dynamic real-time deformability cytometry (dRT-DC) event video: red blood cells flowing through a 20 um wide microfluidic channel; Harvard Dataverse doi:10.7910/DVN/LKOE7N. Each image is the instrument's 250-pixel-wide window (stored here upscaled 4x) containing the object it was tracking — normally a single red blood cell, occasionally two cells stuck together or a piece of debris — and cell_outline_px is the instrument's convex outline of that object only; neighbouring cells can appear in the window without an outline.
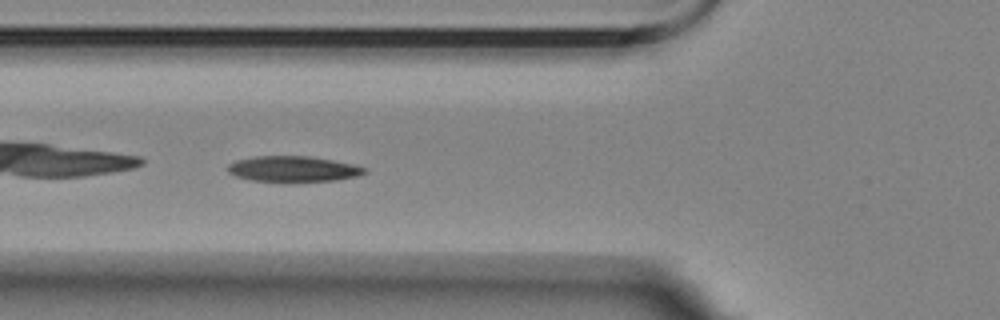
{"species": "Egyptian fruit bat (a non-hibernating species)", "species_latin": "Rousettus aegyptiacus", "temperature_condition": "room temperature", "stored_images_in_passage": 40, "camera_frame_rate_fps": 3000, "um_per_image_px": 0.085, "animal": {"sex": "female"}, "frame": {"image": 1, "passage_image": 4, "time_ms": 1.0, "image_size_px": [1000, 320], "cell_outline_px": [[368, 172], [360, 176], [336, 180], [284, 184], [248, 180], [236, 176], [228, 172], [228, 164], [236, 160], [256, 156], [308, 156], [332, 160], [352, 164], [368, 168]], "centroid_in_image_um": [24.93, 14.4], "position_along_channel_um": 100.9, "area_um2": 21.33}}
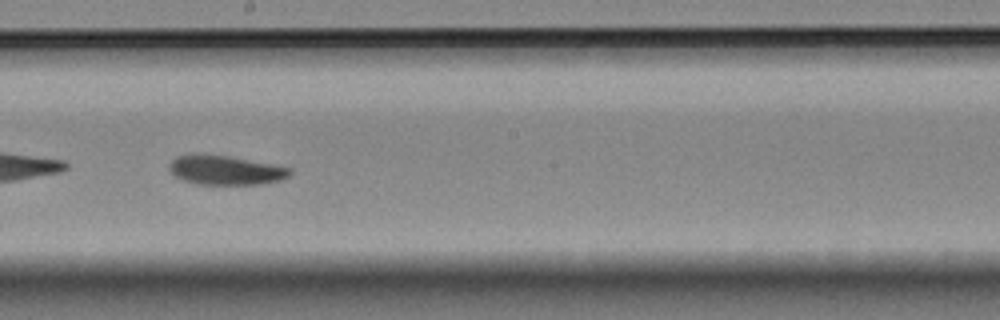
{"frame": {"image": 2, "passage_image": 15, "time_ms": 4.667, "image_size_px": [1000, 320], "cell_outline_px": [[292, 172], [288, 176], [280, 180], [260, 184], [196, 184], [184, 180], [176, 176], [168, 168], [168, 164], [176, 156], [228, 156], [292, 168]], "centroid_in_image_um": [19.2, 14.49], "position_along_channel_um": 229.0, "area_um2": 19.94}}
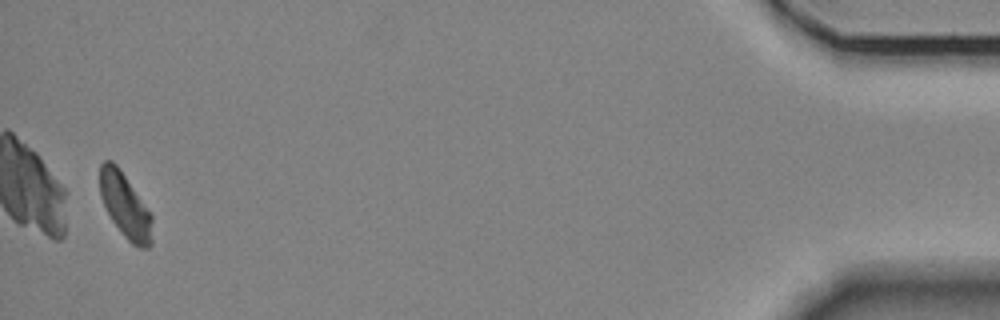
{"frame": {"image": 3, "passage_image": 39, "time_ms": 12.667, "image_size_px": [1000, 320], "cell_outline_px": [[152, 244], [148, 248], [140, 248], [132, 244], [124, 236], [112, 220], [100, 196], [100, 164], [104, 160], [112, 160], [116, 164], [152, 216]], "centroid_in_image_um": [10.63, 17.5], "position_along_channel_um": 424.6, "area_um2": 19.31}}